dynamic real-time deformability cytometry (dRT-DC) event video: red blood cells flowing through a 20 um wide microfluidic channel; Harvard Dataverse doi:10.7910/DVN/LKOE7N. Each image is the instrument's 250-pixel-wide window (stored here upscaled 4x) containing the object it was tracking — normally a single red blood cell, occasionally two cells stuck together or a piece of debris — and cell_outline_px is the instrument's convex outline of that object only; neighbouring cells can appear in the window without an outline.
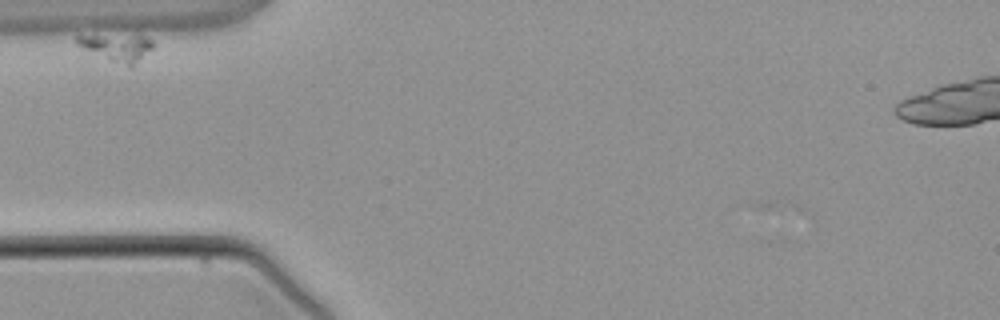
{"species": "common noctule bat (a hibernating species)", "species_latin": "Nyctalus noctula", "temperature_condition": "warm", "stored_images_in_passage": 6, "camera_frame_rate_fps": 3000, "um_per_image_px": 0.085, "animal": {"sex": "male", "body_mass_g": 21.5, "forearm_length_mm": 52.0}, "frame": {"image": 1, "passage_image": 1, "time_ms": 0.0, "image_size_px": [1000, 320], "cell_outline_px": [[152, 48], [132, 68], [128, 68], [108, 60], [84, 48], [76, 40], [76, 36], [144, 36], [152, 40]], "centroid_in_image_um": [10.02, 4.09], "position_along_channel_um": 75.0, "area_um2": 11.62}}
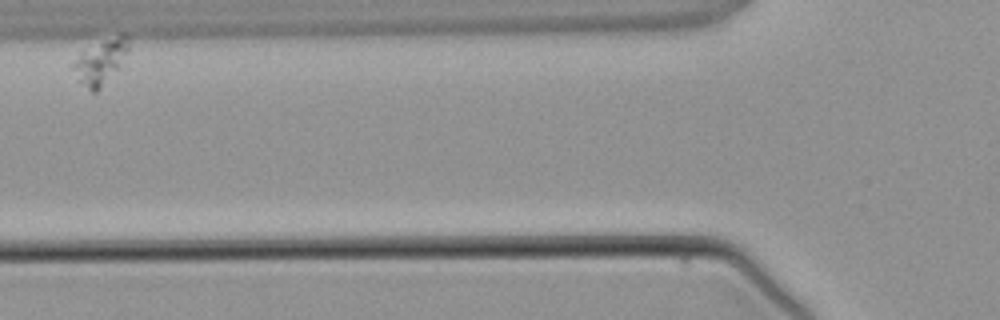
{"frame": {"image": 2, "passage_image": 2, "time_ms": 2.0, "image_size_px": [1000, 320], "cell_outline_px": [[128, 48], [120, 64], [100, 88], [96, 92], [92, 92], [76, 80], [72, 68], [72, 64], [80, 56], [100, 44], [108, 40], [120, 36], [128, 36]], "centroid_in_image_um": [8.5, 5.35], "position_along_channel_um": 117.3, "area_um2": 13.06}}
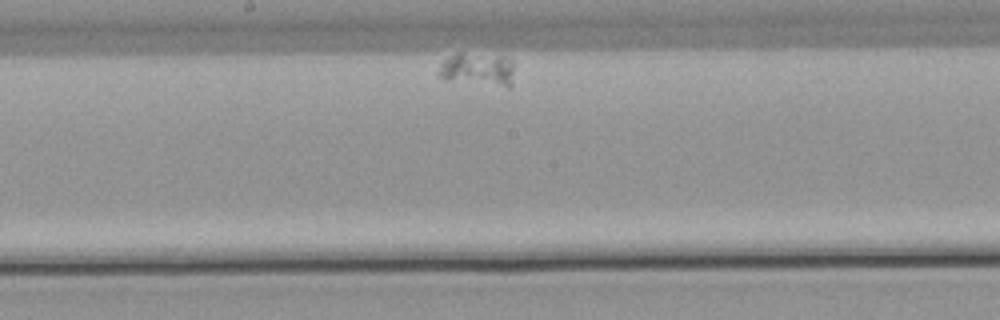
{"frame": {"image": 3, "passage_image": 5, "time_ms": 5.667, "image_size_px": [1000, 320], "cell_outline_px": [[512, 84], [508, 88], [448, 80], [440, 76], [436, 72], [440, 64], [448, 56], [460, 52], [500, 56], [512, 64]], "centroid_in_image_um": [40.55, 5.91], "position_along_channel_um": 207.6, "area_um2": 14.62}}